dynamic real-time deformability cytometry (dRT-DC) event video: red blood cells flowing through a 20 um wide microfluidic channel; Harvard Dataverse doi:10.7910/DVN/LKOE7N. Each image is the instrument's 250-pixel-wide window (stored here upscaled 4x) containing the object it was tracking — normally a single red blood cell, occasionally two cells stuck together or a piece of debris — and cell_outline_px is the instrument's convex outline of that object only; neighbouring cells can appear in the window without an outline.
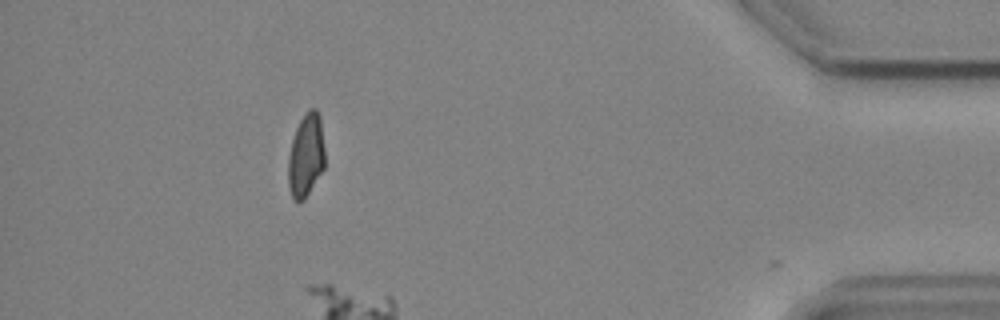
{"species": "common noctule bat (a hibernating species)", "species_latin": "Nyctalus noctula", "temperature_condition": "cold", "stored_images_in_passage": 44, "camera_frame_rate_fps": 3000, "um_per_image_px": 0.085, "animal": {"sex": "male", "body_mass_g": 19.2, "forearm_length_mm": 51.8}, "frame": {"image": 1, "passage_image": 43, "time_ms": 14.0, "image_size_px": [1000, 320], "cell_outline_px": [[324, 168], [304, 200], [292, 200], [288, 184], [288, 156], [292, 140], [296, 128], [300, 120], [308, 108], [316, 108], [320, 116], [324, 148]], "centroid_in_image_um": [26.0, 13.2], "position_along_channel_um": 409.2, "area_um2": 17.86}}